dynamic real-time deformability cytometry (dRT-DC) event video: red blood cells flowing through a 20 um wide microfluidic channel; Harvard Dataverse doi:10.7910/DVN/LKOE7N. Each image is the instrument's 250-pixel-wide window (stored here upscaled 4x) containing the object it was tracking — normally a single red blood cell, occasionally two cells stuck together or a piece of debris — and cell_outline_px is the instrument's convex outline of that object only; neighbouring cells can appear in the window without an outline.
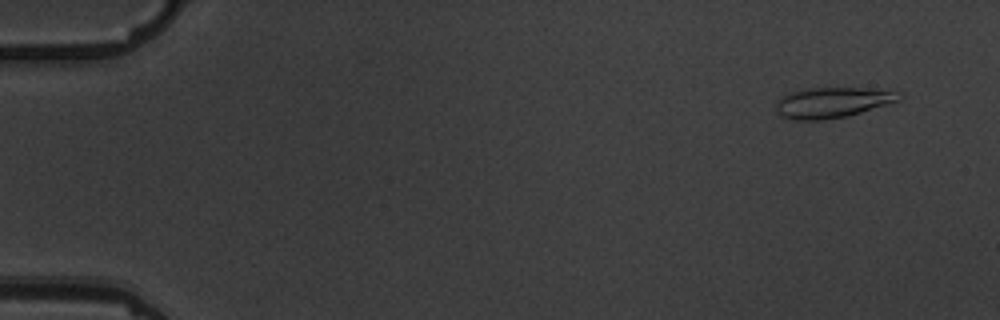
{"species": "common noctule bat (a hibernating species)", "species_latin": "Nyctalus noctula", "temperature_condition": "warm", "stored_images_in_passage": 3, "camera_frame_rate_fps": 3000, "um_per_image_px": 0.085, "animal": {"sex": "male", "body_mass_g": 19.5, "forearm_length_mm": 54.6}, "frame": {"image": 1, "passage_image": 1, "time_ms": 0.0, "image_size_px": [1000, 320], "cell_outline_px": [[904, 92], [900, 100], [888, 104], [848, 116], [820, 120], [796, 120], [780, 116], [776, 108], [776, 100], [780, 96], [792, 92], [808, 88], [864, 88]], "centroid_in_image_um": [70.76, 8.71], "position_along_channel_um": 14.2, "area_um2": 21.96}}